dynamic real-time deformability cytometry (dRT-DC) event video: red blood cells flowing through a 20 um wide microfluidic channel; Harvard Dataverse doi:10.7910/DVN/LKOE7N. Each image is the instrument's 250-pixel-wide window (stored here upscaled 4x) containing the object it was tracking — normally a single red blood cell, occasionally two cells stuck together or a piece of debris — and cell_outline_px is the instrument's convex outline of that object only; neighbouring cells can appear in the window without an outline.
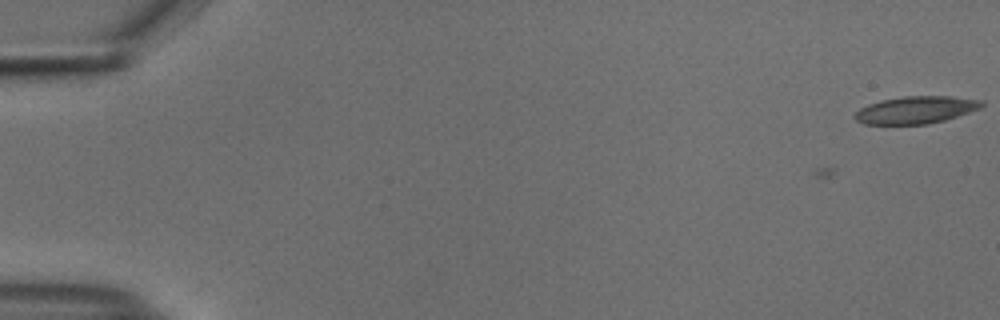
{"species": "common noctule bat (a hibernating species)", "species_latin": "Nyctalus noctula", "temperature_condition": "cold", "stored_images_in_passage": 4, "camera_frame_rate_fps": 3000, "um_per_image_px": 0.085, "animal": {"sex": "male", "body_mass_g": 18.8}, "frame": {"image": 1, "passage_image": 4, "time_ms": 1.0, "image_size_px": [1000, 320], "cell_outline_px": [[984, 104], [980, 108], [944, 120], [928, 124], [864, 124], [856, 120], [852, 116], [860, 108], [868, 104], [880, 100], [904, 96], [952, 96], [984, 100]], "centroid_in_image_um": [77.83, 9.33], "position_along_channel_um": 7.2, "area_um2": 20.23}}